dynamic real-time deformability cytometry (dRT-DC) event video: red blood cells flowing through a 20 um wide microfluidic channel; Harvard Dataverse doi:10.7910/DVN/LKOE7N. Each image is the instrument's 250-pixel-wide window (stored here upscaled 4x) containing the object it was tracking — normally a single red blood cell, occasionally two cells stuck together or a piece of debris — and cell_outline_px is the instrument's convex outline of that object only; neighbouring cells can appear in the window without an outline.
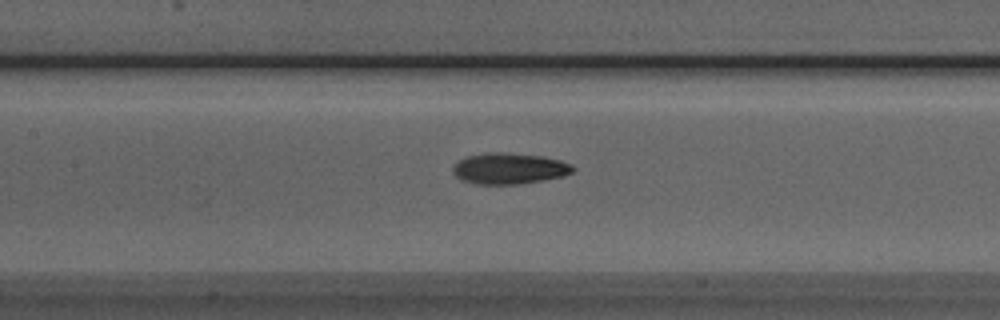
{"species": "Egyptian fruit bat (a non-hibernating species)", "species_latin": "Rousettus aegyptiacus", "temperature_condition": "room temperature", "stored_images_in_passage": 34, "camera_frame_rate_fps": 3000, "um_per_image_px": 0.085, "animal": {"sex": "male"}, "frame": {"image": 1, "passage_image": 9, "time_ms": 2.667, "image_size_px": [1000, 320], "cell_outline_px": [[576, 168], [572, 172], [560, 176], [520, 184], [476, 184], [460, 180], [452, 172], [452, 168], [456, 160], [468, 156], [484, 152], [504, 152], [540, 156], [560, 160], [572, 164]], "centroid_in_image_um": [43.22, 14.31], "position_along_channel_um": 164.2, "area_um2": 21.79}}
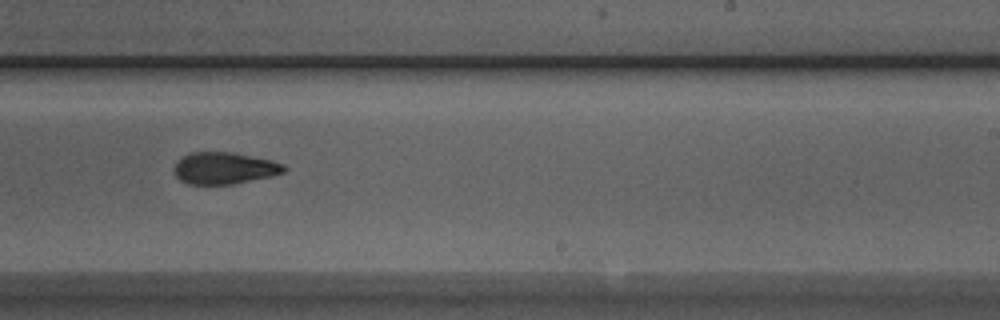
{"frame": {"image": 2, "passage_image": 17, "time_ms": 5.333, "image_size_px": [1000, 320], "cell_outline_px": [[288, 168], [284, 172], [272, 176], [232, 184], [188, 184], [180, 180], [172, 172], [172, 168], [176, 160], [180, 156], [192, 152], [232, 152], [272, 160], [284, 164]], "centroid_in_image_um": [19.02, 14.28], "position_along_channel_um": 270.0, "area_um2": 20.69}}
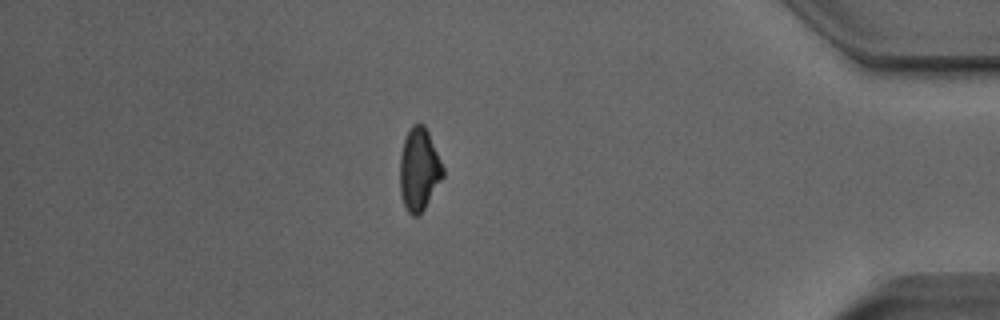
{"frame": {"image": 3, "passage_image": 30, "time_ms": 9.667, "image_size_px": [1000, 320], "cell_outline_px": [[444, 176], [424, 208], [416, 216], [412, 216], [408, 212], [404, 204], [400, 192], [400, 156], [404, 140], [412, 124], [424, 124], [428, 132], [444, 168]], "centroid_in_image_um": [35.62, 14.4], "position_along_channel_um": 399.6, "area_um2": 20.46}, "authors_computed_cell_mechanics": {"area_um2": 21.097, "velocity_mm_per_s": 3.9873, "shape_relaxation_time_tau1_ms": null, "shape_relaxation_time_tau2_ms": 2.9387, "deformation_change_tau1": null, "deformation_change_tau2": 0.0973}}